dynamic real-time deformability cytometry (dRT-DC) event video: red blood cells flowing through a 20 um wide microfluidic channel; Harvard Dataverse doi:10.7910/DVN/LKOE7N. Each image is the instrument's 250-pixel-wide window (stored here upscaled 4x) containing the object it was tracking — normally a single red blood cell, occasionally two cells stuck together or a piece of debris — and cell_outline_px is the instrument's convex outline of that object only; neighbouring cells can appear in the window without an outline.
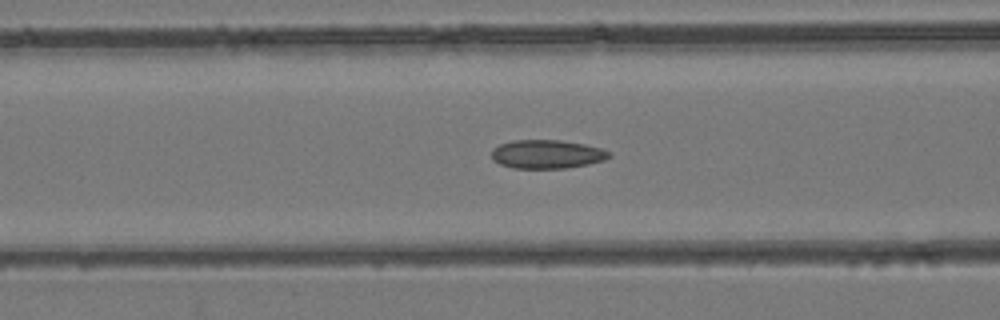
{"species": "common noctule bat (a hibernating species)", "species_latin": "Nyctalus noctula", "temperature_condition": "room temperature", "stored_images_in_passage": 49, "camera_frame_rate_fps": 3000, "um_per_image_px": 0.085, "animal": {"sex": "female", "body_mass_g": 24.6, "forearm_length_mm": 56.2}, "frame": {"image": 1, "passage_image": 20, "time_ms": 6.333, "image_size_px": [1000, 320], "cell_outline_px": [[612, 156], [604, 160], [588, 164], [564, 168], [512, 168], [500, 164], [492, 160], [492, 148], [500, 144], [512, 140], [560, 140], [584, 144], [600, 148], [612, 152]], "centroid_in_image_um": [46.48, 13.1], "position_along_channel_um": 120.1, "area_um2": 19.71}}
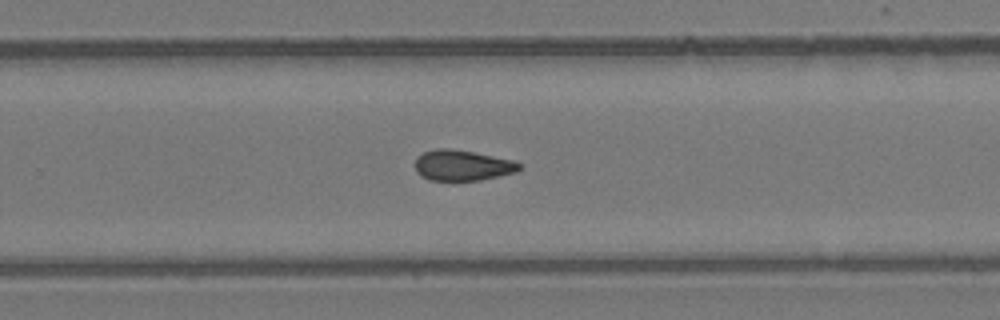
{"frame": {"image": 2, "passage_image": 32, "time_ms": 10.333, "image_size_px": [1000, 320], "cell_outline_px": [[524, 164], [516, 172], [500, 176], [480, 180], [428, 180], [420, 176], [416, 172], [416, 156], [424, 152], [436, 148], [452, 148], [516, 160]], "centroid_in_image_um": [39.33, 14.05], "position_along_channel_um": 290.5, "area_um2": 18.9}}
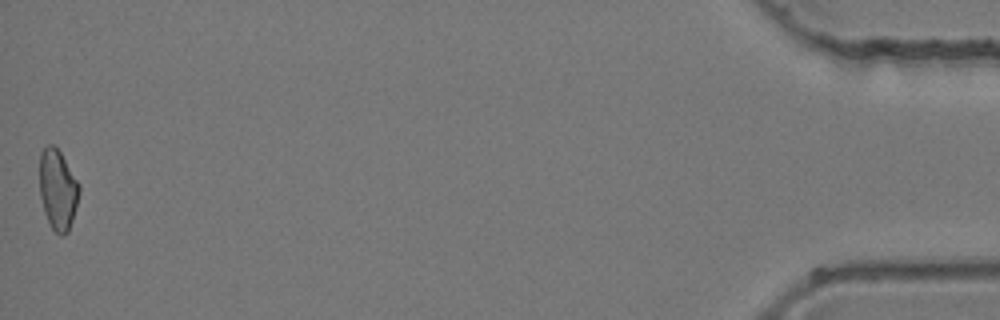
{"frame": {"image": 3, "passage_image": 49, "time_ms": 16.0, "image_size_px": [1000, 320], "cell_outline_px": [[80, 192], [72, 220], [68, 232], [64, 236], [60, 236], [52, 228], [44, 212], [40, 196], [40, 152], [48, 144], [52, 144], [60, 152], [80, 184]], "centroid_in_image_um": [4.92, 16.12], "position_along_channel_um": 430.3, "area_um2": 18.5}}